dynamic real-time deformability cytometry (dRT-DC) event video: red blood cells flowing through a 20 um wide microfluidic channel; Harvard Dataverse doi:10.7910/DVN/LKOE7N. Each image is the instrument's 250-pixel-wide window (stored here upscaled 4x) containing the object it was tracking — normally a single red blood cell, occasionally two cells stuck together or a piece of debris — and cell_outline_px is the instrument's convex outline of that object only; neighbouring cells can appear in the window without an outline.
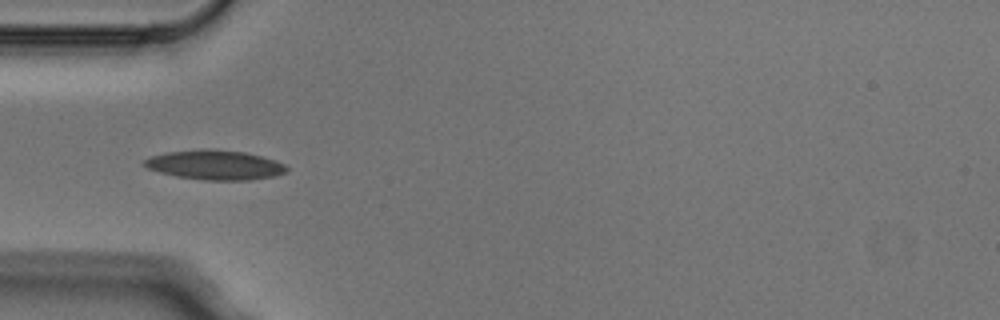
{"species": "Egyptian fruit bat (a non-hibernating species)", "species_latin": "Rousettus aegyptiacus", "temperature_condition": "cold", "stored_images_in_passage": 5, "camera_frame_rate_fps": 3000, "um_per_image_px": 0.085, "animal": {"sex": "male"}, "frame": {"image": 1, "passage_image": 4, "time_ms": 1.0, "image_size_px": [1000, 320], "cell_outline_px": [[288, 172], [276, 176], [252, 180], [204, 180], [176, 176], [160, 172], [148, 168], [144, 164], [144, 160], [152, 156], [164, 152], [200, 148], [212, 148], [244, 152], [260, 156], [284, 164], [288, 168]], "centroid_in_image_um": [18.28, 14.01], "position_along_channel_um": 66.7, "area_um2": 24.68}}
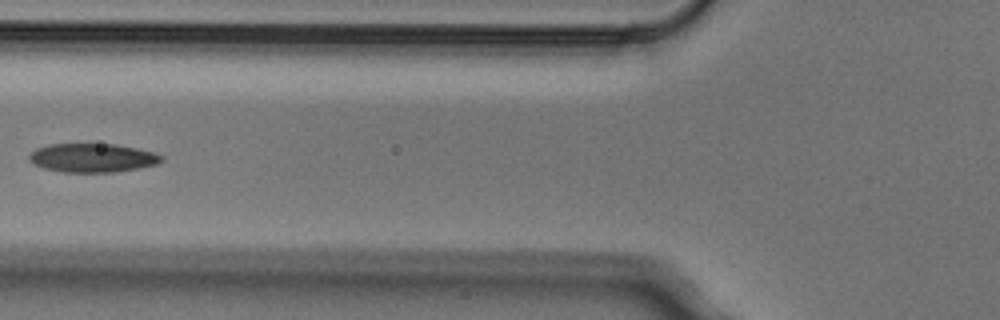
{"frame": {"image": 2, "passage_image": 5, "time_ms": 1.333, "image_size_px": [1000, 320], "cell_outline_px": [[164, 160], [156, 164], [116, 172], [64, 172], [44, 168], [28, 160], [28, 156], [36, 148], [48, 144], [116, 144], [136, 148], [152, 152], [164, 156]], "centroid_in_image_um": [7.85, 13.41], "position_along_channel_um": 117.9, "area_um2": 22.08}}